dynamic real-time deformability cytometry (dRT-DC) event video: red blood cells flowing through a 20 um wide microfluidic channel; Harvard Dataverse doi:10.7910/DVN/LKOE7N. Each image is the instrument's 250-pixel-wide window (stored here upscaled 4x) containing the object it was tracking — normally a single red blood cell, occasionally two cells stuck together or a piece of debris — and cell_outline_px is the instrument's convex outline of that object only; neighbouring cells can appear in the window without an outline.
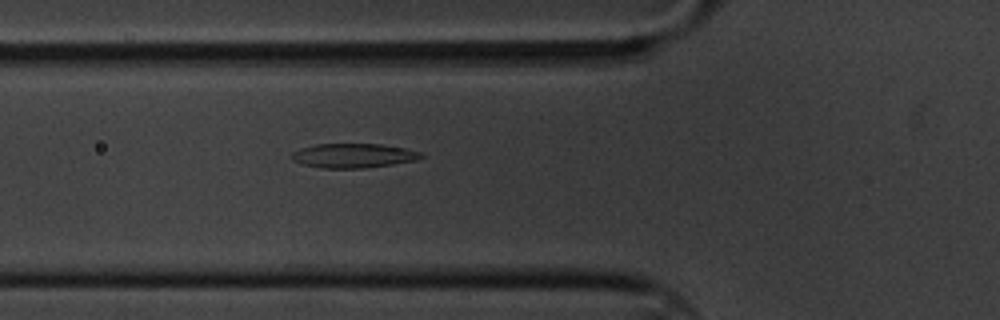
{"species": "common noctule bat (a hibernating species)", "species_latin": "Nyctalus noctula", "temperature_condition": "cold", "stored_images_in_passage": 2, "camera_frame_rate_fps": 3000, "um_per_image_px": 0.085, "animal": {"sex": "male", "body_mass_g": 20.1, "forearm_length_mm": 53.5}, "frame": {"image": 1, "passage_image": 2, "time_ms": 0.333, "image_size_px": [1000, 320], "cell_outline_px": [[424, 156], [416, 160], [392, 164], [364, 168], [320, 168], [304, 164], [292, 160], [292, 152], [300, 148], [316, 144], [380, 144], [404, 148], [424, 152]], "centroid_in_image_um": [30.05, 13.22], "position_along_channel_um": 95.7, "area_um2": 18.32}}